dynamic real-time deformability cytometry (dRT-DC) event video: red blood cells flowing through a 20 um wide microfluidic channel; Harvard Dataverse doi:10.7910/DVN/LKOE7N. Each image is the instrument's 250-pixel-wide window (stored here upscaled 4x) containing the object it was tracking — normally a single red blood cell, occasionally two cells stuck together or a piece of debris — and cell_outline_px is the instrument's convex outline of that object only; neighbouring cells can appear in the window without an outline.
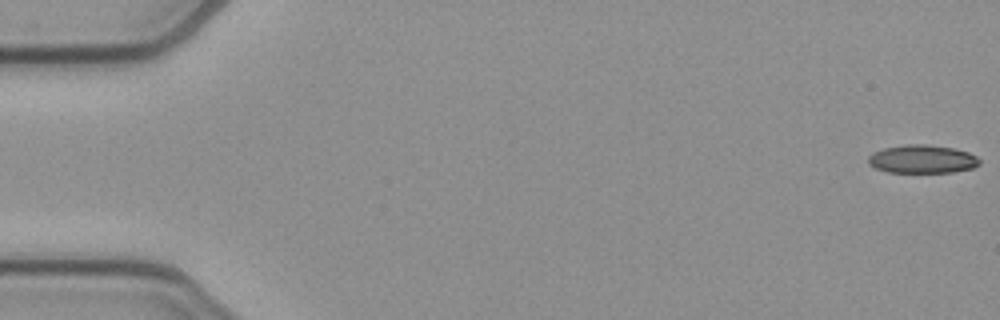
{"species": "common noctule bat (a hibernating species)", "species_latin": "Nyctalus noctula", "temperature_condition": "cold", "stored_images_in_passage": 53, "camera_frame_rate_fps": 3000, "um_per_image_px": 0.085, "animal": {"sex": "female", "body_mass_g": 21.9}, "frame": {"image": 1, "passage_image": 1, "time_ms": 0.0, "image_size_px": [1000, 320], "cell_outline_px": [[980, 164], [972, 168], [952, 172], [888, 172], [876, 168], [868, 164], [868, 156], [872, 152], [884, 148], [908, 144], [924, 144], [952, 148], [968, 152], [976, 156], [980, 160]], "centroid_in_image_um": [78.37, 13.52], "position_along_channel_um": 6.6, "area_um2": 18.26}}
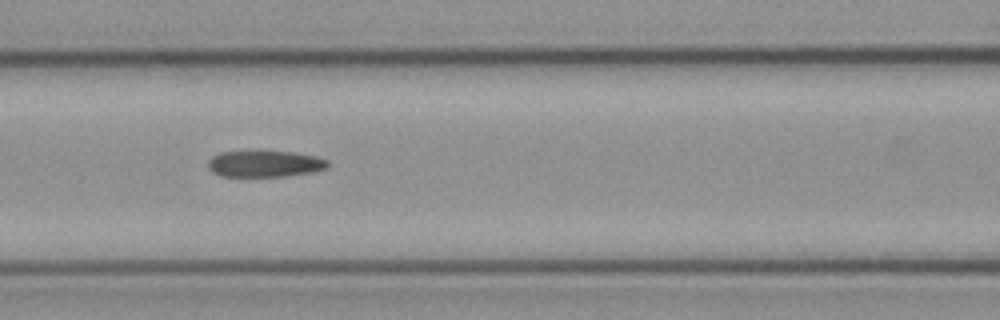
{"frame": {"image": 2, "passage_image": 23, "time_ms": 7.333, "image_size_px": [1000, 320], "cell_outline_px": [[328, 168], [312, 172], [288, 176], [220, 176], [212, 172], [208, 168], [208, 160], [212, 156], [224, 152], [296, 152], [316, 156], [328, 160]], "centroid_in_image_um": [22.53, 13.93], "position_along_channel_um": 144.1, "area_um2": 18.32}}
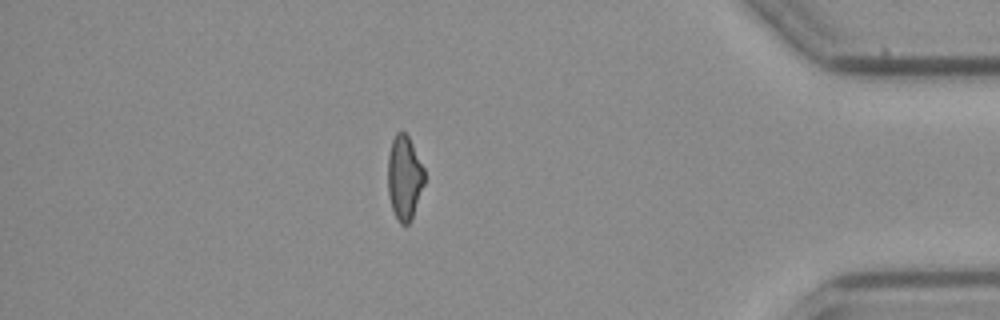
{"frame": {"image": 3, "passage_image": 46, "time_ms": 15.0, "image_size_px": [1000, 320], "cell_outline_px": [[424, 184], [412, 220], [408, 224], [400, 224], [392, 208], [388, 196], [388, 156], [392, 140], [396, 132], [404, 132], [408, 136], [424, 168]], "centroid_in_image_um": [34.37, 15.12], "position_along_channel_um": 400.8, "area_um2": 17.92}, "authors_computed_cell_mechanics": {"area_um2": 19.3052, "velocity_mm_per_s": 3.8911, "shape_relaxation_time_tau1_ms": null, "shape_relaxation_time_tau2_ms": 5.9417, "deformation_change_tau1": null, "deformation_change_tau2": 0.1443}}